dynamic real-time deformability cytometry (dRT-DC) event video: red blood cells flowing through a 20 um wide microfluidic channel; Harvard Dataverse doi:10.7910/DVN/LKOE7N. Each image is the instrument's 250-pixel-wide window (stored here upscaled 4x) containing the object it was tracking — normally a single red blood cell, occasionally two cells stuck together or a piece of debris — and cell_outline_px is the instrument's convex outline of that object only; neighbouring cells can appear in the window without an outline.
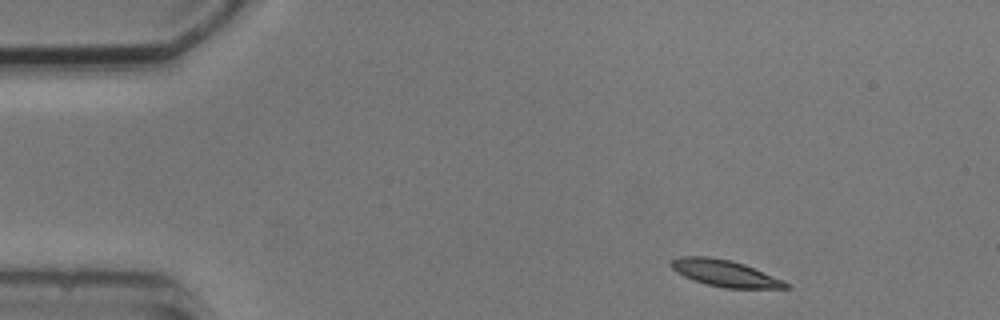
{"species": "common noctule bat (a hibernating species)", "species_latin": "Nyctalus noctula", "temperature_condition": "cold", "stored_images_in_passage": 3, "camera_frame_rate_fps": 3000, "um_per_image_px": 0.085, "animal": {"sex": "male", "body_mass_g": 20.5, "forearm_length_mm": 52.5}, "frame": {"image": 1, "passage_image": 1, "time_ms": 0.0, "image_size_px": [1000, 320], "cell_outline_px": [[792, 288], [724, 288], [708, 284], [684, 276], [676, 272], [668, 264], [672, 260], [680, 256], [708, 256], [732, 260], [744, 264], [784, 280], [792, 284]], "centroid_in_image_um": [61.65, 23.22], "position_along_channel_um": 23.3, "area_um2": 17.8}}